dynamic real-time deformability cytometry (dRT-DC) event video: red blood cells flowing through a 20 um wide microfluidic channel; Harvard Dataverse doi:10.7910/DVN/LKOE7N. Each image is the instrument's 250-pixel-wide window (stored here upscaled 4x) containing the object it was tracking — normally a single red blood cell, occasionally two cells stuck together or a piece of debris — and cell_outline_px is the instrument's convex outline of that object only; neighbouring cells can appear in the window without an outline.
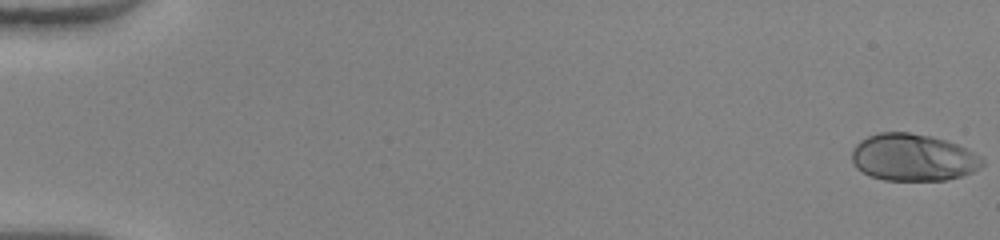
{"species": "human", "species_latin": "Homo sapiens", "temperature_condition": "warm", "stored_images_in_passage": 52, "camera_frame_rate_fps": 3000, "um_per_image_px": 0.085, "donor": {"sex": "female"}, "frame": {"image": 1, "passage_image": 1, "time_ms": 0.0, "image_size_px": [1000, 240], "cell_outline_px": [[984, 164], [980, 168], [972, 172], [960, 176], [944, 180], [884, 180], [868, 176], [856, 168], [852, 164], [852, 148], [860, 140], [868, 136], [880, 132], [908, 132], [932, 136], [956, 144], [980, 156], [984, 160]], "centroid_in_image_um": [77.56, 13.39], "position_along_channel_um": 7.4, "area_um2": 35.89}}
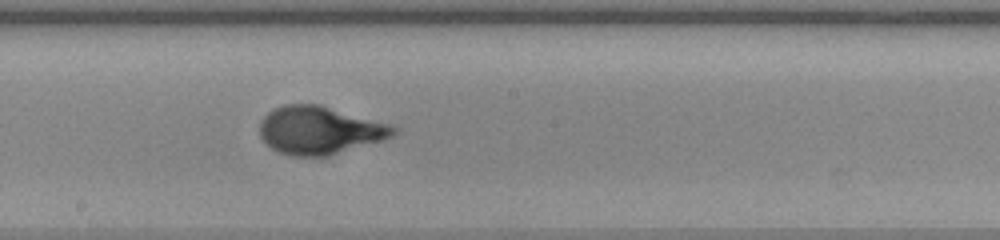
{"frame": {"image": 2, "passage_image": 30, "time_ms": 9.667, "image_size_px": [1000, 240], "cell_outline_px": [[400, 128], [392, 136], [380, 140], [324, 156], [292, 156], [280, 152], [272, 148], [260, 136], [260, 120], [272, 108], [284, 104], [316, 104], [396, 124]], "centroid_in_image_um": [27.18, 11.04], "position_along_channel_um": 221.0, "area_um2": 37.22}}
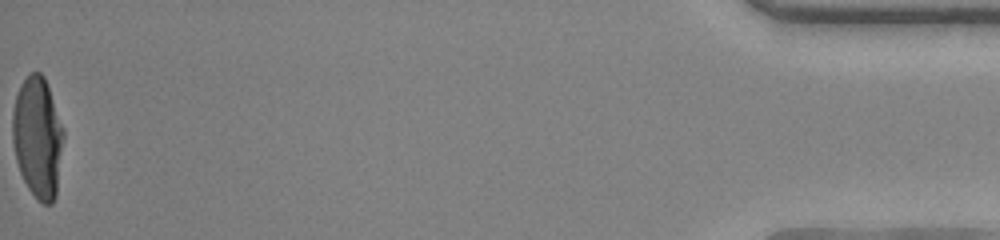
{"frame": {"image": 3, "passage_image": 52, "time_ms": 17.0, "image_size_px": [1000, 240], "cell_outline_px": [[64, 136], [56, 196], [52, 204], [44, 204], [36, 200], [28, 188], [20, 172], [16, 160], [12, 140], [12, 112], [16, 96], [20, 84], [28, 72], [40, 72], [44, 76], [64, 128]], "centroid_in_image_um": [3.2, 11.67], "position_along_channel_um": 432.0, "area_um2": 36.36}, "authors_computed_cell_mechanics": {"area_um2": 35.6626, "velocity_mm_per_s": 4.1092, "shape_relaxation_time_tau1_ms": 4.846, "shape_relaxation_time_tau2_ms": null, "deformation_change_tau1": 0.2704, "deformation_change_tau2": null}}